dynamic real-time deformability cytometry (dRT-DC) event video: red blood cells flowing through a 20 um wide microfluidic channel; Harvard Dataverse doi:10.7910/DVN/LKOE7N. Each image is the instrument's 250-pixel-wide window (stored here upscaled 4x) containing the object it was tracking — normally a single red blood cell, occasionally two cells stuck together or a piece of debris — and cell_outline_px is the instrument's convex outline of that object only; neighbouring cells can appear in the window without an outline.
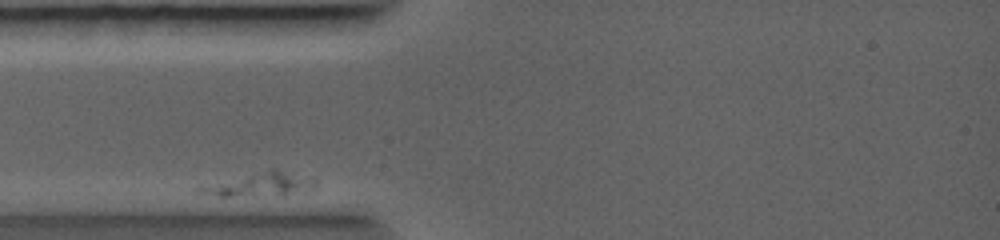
{"species": "common noctule bat (a hibernating species)", "species_latin": "Nyctalus noctula", "temperature_condition": "warm", "stored_images_in_passage": 2, "camera_frame_rate_fps": 5000, "um_per_image_px": 0.085, "animal": {"sex": "female", "body_mass_g": 19.0, "forearm_length_mm": 56.7}, "frame": {"image": 1, "passage_image": 1, "time_ms": 0.0, "image_size_px": [1000, 240], "cell_outline_px": [[316, 188], [284, 192], [228, 196], [220, 196], [200, 192], [196, 188], [200, 184], [272, 168], [276, 168], [312, 176], [316, 180]], "centroid_in_image_um": [22.05, 15.59], "position_along_channel_um": 62.9, "area_um2": 15.61}}